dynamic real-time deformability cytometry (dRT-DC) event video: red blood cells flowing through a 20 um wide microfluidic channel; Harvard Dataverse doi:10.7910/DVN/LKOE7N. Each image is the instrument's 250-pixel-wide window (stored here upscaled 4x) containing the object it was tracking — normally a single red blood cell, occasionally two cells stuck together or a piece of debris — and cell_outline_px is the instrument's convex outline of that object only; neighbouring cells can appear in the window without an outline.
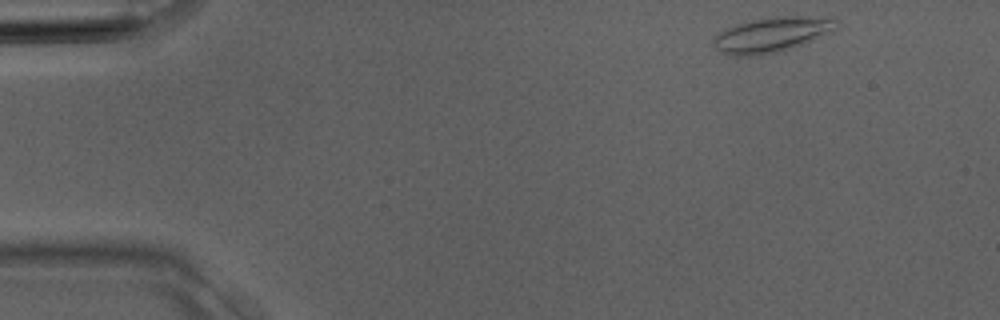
{"species": "Egyptian fruit bat (a non-hibernating species)", "species_latin": "Rousettus aegyptiacus", "temperature_condition": "room temperature", "stored_images_in_passage": 3, "camera_frame_rate_fps": 3000, "um_per_image_px": 0.085, "animal": {"sex": "male"}, "frame": {"image": 1, "passage_image": 1, "time_ms": 0.0, "image_size_px": [1000, 320], "cell_outline_px": [[840, 20], [836, 28], [812, 40], [792, 48], [776, 52], [756, 56], [732, 56], [720, 52], [712, 44], [712, 40], [720, 32], [736, 24], [752, 20], [784, 16], [832, 16]], "centroid_in_image_um": [65.62, 2.94], "position_along_channel_um": 19.4, "area_um2": 25.09}}